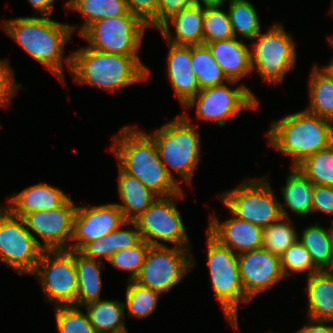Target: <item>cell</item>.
<instances>
[{"label": "cell", "instance_id": "obj_1", "mask_svg": "<svg viewBox=\"0 0 333 333\" xmlns=\"http://www.w3.org/2000/svg\"><path fill=\"white\" fill-rule=\"evenodd\" d=\"M52 16L16 17L3 20L0 26L33 59L49 69L65 85L63 63L70 72L71 54L64 49L77 27L51 19Z\"/></svg>", "mask_w": 333, "mask_h": 333}, {"label": "cell", "instance_id": "obj_2", "mask_svg": "<svg viewBox=\"0 0 333 333\" xmlns=\"http://www.w3.org/2000/svg\"><path fill=\"white\" fill-rule=\"evenodd\" d=\"M110 149L117 165L157 196H170L182 190L167 173L154 140L137 126L125 125L113 136Z\"/></svg>", "mask_w": 333, "mask_h": 333}, {"label": "cell", "instance_id": "obj_3", "mask_svg": "<svg viewBox=\"0 0 333 333\" xmlns=\"http://www.w3.org/2000/svg\"><path fill=\"white\" fill-rule=\"evenodd\" d=\"M71 57L70 73L77 84L110 93L144 82L151 73L139 56L109 54L84 46L72 52Z\"/></svg>", "mask_w": 333, "mask_h": 333}, {"label": "cell", "instance_id": "obj_4", "mask_svg": "<svg viewBox=\"0 0 333 333\" xmlns=\"http://www.w3.org/2000/svg\"><path fill=\"white\" fill-rule=\"evenodd\" d=\"M273 149L291 157V167L333 144V122L306 109L274 120L266 132Z\"/></svg>", "mask_w": 333, "mask_h": 333}, {"label": "cell", "instance_id": "obj_5", "mask_svg": "<svg viewBox=\"0 0 333 333\" xmlns=\"http://www.w3.org/2000/svg\"><path fill=\"white\" fill-rule=\"evenodd\" d=\"M188 116L184 112L174 120L164 123L153 133H147L154 140L167 173L179 186L176 175L189 186L192 185L193 174L201 155L198 125L192 124Z\"/></svg>", "mask_w": 333, "mask_h": 333}, {"label": "cell", "instance_id": "obj_6", "mask_svg": "<svg viewBox=\"0 0 333 333\" xmlns=\"http://www.w3.org/2000/svg\"><path fill=\"white\" fill-rule=\"evenodd\" d=\"M268 181V175L246 178L237 187L221 192L217 199L238 219L265 228L281 217L290 216Z\"/></svg>", "mask_w": 333, "mask_h": 333}, {"label": "cell", "instance_id": "obj_7", "mask_svg": "<svg viewBox=\"0 0 333 333\" xmlns=\"http://www.w3.org/2000/svg\"><path fill=\"white\" fill-rule=\"evenodd\" d=\"M207 264L214 295L220 302L224 316L238 330V306L250 302L242 287L238 254L221 245L207 231Z\"/></svg>", "mask_w": 333, "mask_h": 333}, {"label": "cell", "instance_id": "obj_8", "mask_svg": "<svg viewBox=\"0 0 333 333\" xmlns=\"http://www.w3.org/2000/svg\"><path fill=\"white\" fill-rule=\"evenodd\" d=\"M284 28L278 22L251 40L252 72L257 71L263 81L272 85L282 84L286 74L295 68L298 57L295 41Z\"/></svg>", "mask_w": 333, "mask_h": 333}, {"label": "cell", "instance_id": "obj_9", "mask_svg": "<svg viewBox=\"0 0 333 333\" xmlns=\"http://www.w3.org/2000/svg\"><path fill=\"white\" fill-rule=\"evenodd\" d=\"M148 26L128 12L111 18H103L89 24L79 35L88 47L109 54L138 55Z\"/></svg>", "mask_w": 333, "mask_h": 333}, {"label": "cell", "instance_id": "obj_10", "mask_svg": "<svg viewBox=\"0 0 333 333\" xmlns=\"http://www.w3.org/2000/svg\"><path fill=\"white\" fill-rule=\"evenodd\" d=\"M184 190L170 196H158L133 222L141 238L149 245L164 246L172 243L182 248H192L180 212L174 200H183Z\"/></svg>", "mask_w": 333, "mask_h": 333}, {"label": "cell", "instance_id": "obj_11", "mask_svg": "<svg viewBox=\"0 0 333 333\" xmlns=\"http://www.w3.org/2000/svg\"><path fill=\"white\" fill-rule=\"evenodd\" d=\"M191 249L151 245L134 280L162 295L171 291L196 265Z\"/></svg>", "mask_w": 333, "mask_h": 333}, {"label": "cell", "instance_id": "obj_12", "mask_svg": "<svg viewBox=\"0 0 333 333\" xmlns=\"http://www.w3.org/2000/svg\"><path fill=\"white\" fill-rule=\"evenodd\" d=\"M229 81L226 84L210 86L200 91L184 106V110L196 106L197 118L200 120H215L221 127L226 125L227 118L237 116L242 110H256L259 100L245 84ZM228 84V85H227Z\"/></svg>", "mask_w": 333, "mask_h": 333}, {"label": "cell", "instance_id": "obj_13", "mask_svg": "<svg viewBox=\"0 0 333 333\" xmlns=\"http://www.w3.org/2000/svg\"><path fill=\"white\" fill-rule=\"evenodd\" d=\"M31 275L41 284L44 301L54 306H75L78 283L74 250H44Z\"/></svg>", "mask_w": 333, "mask_h": 333}, {"label": "cell", "instance_id": "obj_14", "mask_svg": "<svg viewBox=\"0 0 333 333\" xmlns=\"http://www.w3.org/2000/svg\"><path fill=\"white\" fill-rule=\"evenodd\" d=\"M43 248L27 229L21 217L0 206V262L17 273L32 274Z\"/></svg>", "mask_w": 333, "mask_h": 333}, {"label": "cell", "instance_id": "obj_15", "mask_svg": "<svg viewBox=\"0 0 333 333\" xmlns=\"http://www.w3.org/2000/svg\"><path fill=\"white\" fill-rule=\"evenodd\" d=\"M77 205L69 197L60 207L51 210H38L25 214L22 219L43 250H69L72 237L73 218ZM42 239V243L37 237Z\"/></svg>", "mask_w": 333, "mask_h": 333}, {"label": "cell", "instance_id": "obj_16", "mask_svg": "<svg viewBox=\"0 0 333 333\" xmlns=\"http://www.w3.org/2000/svg\"><path fill=\"white\" fill-rule=\"evenodd\" d=\"M238 267L242 287L251 300L285 278L280 256L262 247L239 253Z\"/></svg>", "mask_w": 333, "mask_h": 333}, {"label": "cell", "instance_id": "obj_17", "mask_svg": "<svg viewBox=\"0 0 333 333\" xmlns=\"http://www.w3.org/2000/svg\"><path fill=\"white\" fill-rule=\"evenodd\" d=\"M126 222L116 203L77 206L73 218L69 250H80L86 243L110 234Z\"/></svg>", "mask_w": 333, "mask_h": 333}, {"label": "cell", "instance_id": "obj_18", "mask_svg": "<svg viewBox=\"0 0 333 333\" xmlns=\"http://www.w3.org/2000/svg\"><path fill=\"white\" fill-rule=\"evenodd\" d=\"M230 214L232 217L222 223L215 213L210 215L206 231L236 254L261 248L263 228Z\"/></svg>", "mask_w": 333, "mask_h": 333}, {"label": "cell", "instance_id": "obj_19", "mask_svg": "<svg viewBox=\"0 0 333 333\" xmlns=\"http://www.w3.org/2000/svg\"><path fill=\"white\" fill-rule=\"evenodd\" d=\"M168 45L167 77L171 87L184 107L199 91L197 78L193 73L191 61V45H176L166 41Z\"/></svg>", "mask_w": 333, "mask_h": 333}, {"label": "cell", "instance_id": "obj_20", "mask_svg": "<svg viewBox=\"0 0 333 333\" xmlns=\"http://www.w3.org/2000/svg\"><path fill=\"white\" fill-rule=\"evenodd\" d=\"M68 195L53 185L37 183L15 192L8 197V206H5L14 216L23 217L25 214L45 210L51 211L60 207Z\"/></svg>", "mask_w": 333, "mask_h": 333}, {"label": "cell", "instance_id": "obj_21", "mask_svg": "<svg viewBox=\"0 0 333 333\" xmlns=\"http://www.w3.org/2000/svg\"><path fill=\"white\" fill-rule=\"evenodd\" d=\"M229 81H240L252 74L250 46L233 37L206 44Z\"/></svg>", "mask_w": 333, "mask_h": 333}, {"label": "cell", "instance_id": "obj_22", "mask_svg": "<svg viewBox=\"0 0 333 333\" xmlns=\"http://www.w3.org/2000/svg\"><path fill=\"white\" fill-rule=\"evenodd\" d=\"M203 17L204 7L192 4L167 20L159 32L165 41L176 45H202ZM171 25L175 30L174 36L170 30Z\"/></svg>", "mask_w": 333, "mask_h": 333}, {"label": "cell", "instance_id": "obj_23", "mask_svg": "<svg viewBox=\"0 0 333 333\" xmlns=\"http://www.w3.org/2000/svg\"><path fill=\"white\" fill-rule=\"evenodd\" d=\"M118 195L122 203H116L126 221H133L158 197L134 176L124 172L118 165Z\"/></svg>", "mask_w": 333, "mask_h": 333}, {"label": "cell", "instance_id": "obj_24", "mask_svg": "<svg viewBox=\"0 0 333 333\" xmlns=\"http://www.w3.org/2000/svg\"><path fill=\"white\" fill-rule=\"evenodd\" d=\"M307 317L333 321V270H323L307 276Z\"/></svg>", "mask_w": 333, "mask_h": 333}, {"label": "cell", "instance_id": "obj_25", "mask_svg": "<svg viewBox=\"0 0 333 333\" xmlns=\"http://www.w3.org/2000/svg\"><path fill=\"white\" fill-rule=\"evenodd\" d=\"M74 260L78 283L75 306L82 308L101 299V271L105 263L88 258L78 250H74Z\"/></svg>", "mask_w": 333, "mask_h": 333}, {"label": "cell", "instance_id": "obj_26", "mask_svg": "<svg viewBox=\"0 0 333 333\" xmlns=\"http://www.w3.org/2000/svg\"><path fill=\"white\" fill-rule=\"evenodd\" d=\"M84 308L95 333H129L125 326V306L118 299H100Z\"/></svg>", "mask_w": 333, "mask_h": 333}, {"label": "cell", "instance_id": "obj_27", "mask_svg": "<svg viewBox=\"0 0 333 333\" xmlns=\"http://www.w3.org/2000/svg\"><path fill=\"white\" fill-rule=\"evenodd\" d=\"M290 170L281 188L284 204L297 216L306 217L313 214L314 184L295 167Z\"/></svg>", "mask_w": 333, "mask_h": 333}, {"label": "cell", "instance_id": "obj_28", "mask_svg": "<svg viewBox=\"0 0 333 333\" xmlns=\"http://www.w3.org/2000/svg\"><path fill=\"white\" fill-rule=\"evenodd\" d=\"M298 241L310 254L314 266L319 270H333L332 226L324 228L319 222L302 229Z\"/></svg>", "mask_w": 333, "mask_h": 333}, {"label": "cell", "instance_id": "obj_29", "mask_svg": "<svg viewBox=\"0 0 333 333\" xmlns=\"http://www.w3.org/2000/svg\"><path fill=\"white\" fill-rule=\"evenodd\" d=\"M309 74L307 111L333 122V81L314 64Z\"/></svg>", "mask_w": 333, "mask_h": 333}, {"label": "cell", "instance_id": "obj_30", "mask_svg": "<svg viewBox=\"0 0 333 333\" xmlns=\"http://www.w3.org/2000/svg\"><path fill=\"white\" fill-rule=\"evenodd\" d=\"M64 5L79 12L85 19L81 27H78V34L94 21L126 15L129 12L125 0H68Z\"/></svg>", "mask_w": 333, "mask_h": 333}, {"label": "cell", "instance_id": "obj_31", "mask_svg": "<svg viewBox=\"0 0 333 333\" xmlns=\"http://www.w3.org/2000/svg\"><path fill=\"white\" fill-rule=\"evenodd\" d=\"M191 61L200 89L229 82L207 45H191Z\"/></svg>", "mask_w": 333, "mask_h": 333}, {"label": "cell", "instance_id": "obj_32", "mask_svg": "<svg viewBox=\"0 0 333 333\" xmlns=\"http://www.w3.org/2000/svg\"><path fill=\"white\" fill-rule=\"evenodd\" d=\"M228 16L232 26L234 36L240 35L243 39L252 40L262 30L260 26L259 15L248 0H228Z\"/></svg>", "mask_w": 333, "mask_h": 333}, {"label": "cell", "instance_id": "obj_33", "mask_svg": "<svg viewBox=\"0 0 333 333\" xmlns=\"http://www.w3.org/2000/svg\"><path fill=\"white\" fill-rule=\"evenodd\" d=\"M127 282L124 306L129 317L134 319L149 317L156 310L158 299L162 294L138 284L135 280H127Z\"/></svg>", "mask_w": 333, "mask_h": 333}, {"label": "cell", "instance_id": "obj_34", "mask_svg": "<svg viewBox=\"0 0 333 333\" xmlns=\"http://www.w3.org/2000/svg\"><path fill=\"white\" fill-rule=\"evenodd\" d=\"M295 168L313 184L333 186V144L307 156Z\"/></svg>", "mask_w": 333, "mask_h": 333}, {"label": "cell", "instance_id": "obj_35", "mask_svg": "<svg viewBox=\"0 0 333 333\" xmlns=\"http://www.w3.org/2000/svg\"><path fill=\"white\" fill-rule=\"evenodd\" d=\"M287 217L263 228L262 248L281 257V255L298 240V232Z\"/></svg>", "mask_w": 333, "mask_h": 333}, {"label": "cell", "instance_id": "obj_36", "mask_svg": "<svg viewBox=\"0 0 333 333\" xmlns=\"http://www.w3.org/2000/svg\"><path fill=\"white\" fill-rule=\"evenodd\" d=\"M222 6L204 7L203 44L228 40L234 36L228 12Z\"/></svg>", "mask_w": 333, "mask_h": 333}, {"label": "cell", "instance_id": "obj_37", "mask_svg": "<svg viewBox=\"0 0 333 333\" xmlns=\"http://www.w3.org/2000/svg\"><path fill=\"white\" fill-rule=\"evenodd\" d=\"M150 246L142 239L135 246L113 253L108 262L114 268L127 271L129 273L127 280H134L140 273Z\"/></svg>", "mask_w": 333, "mask_h": 333}, {"label": "cell", "instance_id": "obj_38", "mask_svg": "<svg viewBox=\"0 0 333 333\" xmlns=\"http://www.w3.org/2000/svg\"><path fill=\"white\" fill-rule=\"evenodd\" d=\"M59 333H95L87 313L73 305L54 306Z\"/></svg>", "mask_w": 333, "mask_h": 333}, {"label": "cell", "instance_id": "obj_39", "mask_svg": "<svg viewBox=\"0 0 333 333\" xmlns=\"http://www.w3.org/2000/svg\"><path fill=\"white\" fill-rule=\"evenodd\" d=\"M281 270L286 278L290 274L307 272V276L319 271L313 264L310 254L297 240L280 257Z\"/></svg>", "mask_w": 333, "mask_h": 333}, {"label": "cell", "instance_id": "obj_40", "mask_svg": "<svg viewBox=\"0 0 333 333\" xmlns=\"http://www.w3.org/2000/svg\"><path fill=\"white\" fill-rule=\"evenodd\" d=\"M126 227V229L122 228ZM142 240L140 232L133 221H126L109 234L111 253L137 245Z\"/></svg>", "mask_w": 333, "mask_h": 333}, {"label": "cell", "instance_id": "obj_41", "mask_svg": "<svg viewBox=\"0 0 333 333\" xmlns=\"http://www.w3.org/2000/svg\"><path fill=\"white\" fill-rule=\"evenodd\" d=\"M8 60V61H7ZM9 59H0V108L10 107L21 83H17Z\"/></svg>", "mask_w": 333, "mask_h": 333}, {"label": "cell", "instance_id": "obj_42", "mask_svg": "<svg viewBox=\"0 0 333 333\" xmlns=\"http://www.w3.org/2000/svg\"><path fill=\"white\" fill-rule=\"evenodd\" d=\"M130 13L137 16L148 28H157L158 0H125Z\"/></svg>", "mask_w": 333, "mask_h": 333}, {"label": "cell", "instance_id": "obj_43", "mask_svg": "<svg viewBox=\"0 0 333 333\" xmlns=\"http://www.w3.org/2000/svg\"><path fill=\"white\" fill-rule=\"evenodd\" d=\"M316 212L333 217V186L314 184L313 213Z\"/></svg>", "mask_w": 333, "mask_h": 333}, {"label": "cell", "instance_id": "obj_44", "mask_svg": "<svg viewBox=\"0 0 333 333\" xmlns=\"http://www.w3.org/2000/svg\"><path fill=\"white\" fill-rule=\"evenodd\" d=\"M79 252L91 259L102 262L104 261L103 259L108 261L112 255L109 244V234L86 243Z\"/></svg>", "mask_w": 333, "mask_h": 333}, {"label": "cell", "instance_id": "obj_45", "mask_svg": "<svg viewBox=\"0 0 333 333\" xmlns=\"http://www.w3.org/2000/svg\"><path fill=\"white\" fill-rule=\"evenodd\" d=\"M193 4V0H158L157 8V29L173 15Z\"/></svg>", "mask_w": 333, "mask_h": 333}, {"label": "cell", "instance_id": "obj_46", "mask_svg": "<svg viewBox=\"0 0 333 333\" xmlns=\"http://www.w3.org/2000/svg\"><path fill=\"white\" fill-rule=\"evenodd\" d=\"M329 323L333 321L308 318V322L296 333H333V325Z\"/></svg>", "mask_w": 333, "mask_h": 333}, {"label": "cell", "instance_id": "obj_47", "mask_svg": "<svg viewBox=\"0 0 333 333\" xmlns=\"http://www.w3.org/2000/svg\"><path fill=\"white\" fill-rule=\"evenodd\" d=\"M33 10H35V14L38 16V12H40V16H52V10L54 9L55 0H28Z\"/></svg>", "mask_w": 333, "mask_h": 333}, {"label": "cell", "instance_id": "obj_48", "mask_svg": "<svg viewBox=\"0 0 333 333\" xmlns=\"http://www.w3.org/2000/svg\"><path fill=\"white\" fill-rule=\"evenodd\" d=\"M227 0H193V4L203 6V7H211V6H222Z\"/></svg>", "mask_w": 333, "mask_h": 333}, {"label": "cell", "instance_id": "obj_49", "mask_svg": "<svg viewBox=\"0 0 333 333\" xmlns=\"http://www.w3.org/2000/svg\"><path fill=\"white\" fill-rule=\"evenodd\" d=\"M331 47H333V44H329ZM323 72L326 73V75L333 81V59L331 62L327 65H324L322 67H319Z\"/></svg>", "mask_w": 333, "mask_h": 333}, {"label": "cell", "instance_id": "obj_50", "mask_svg": "<svg viewBox=\"0 0 333 333\" xmlns=\"http://www.w3.org/2000/svg\"><path fill=\"white\" fill-rule=\"evenodd\" d=\"M330 5H331V6H330V11H328V12H329L330 15H333V0H332V2H331ZM328 38H329V39H328L329 44H333V35H332V34L329 35Z\"/></svg>", "mask_w": 333, "mask_h": 333}, {"label": "cell", "instance_id": "obj_51", "mask_svg": "<svg viewBox=\"0 0 333 333\" xmlns=\"http://www.w3.org/2000/svg\"><path fill=\"white\" fill-rule=\"evenodd\" d=\"M332 257H333V224H332Z\"/></svg>", "mask_w": 333, "mask_h": 333}]
</instances>
